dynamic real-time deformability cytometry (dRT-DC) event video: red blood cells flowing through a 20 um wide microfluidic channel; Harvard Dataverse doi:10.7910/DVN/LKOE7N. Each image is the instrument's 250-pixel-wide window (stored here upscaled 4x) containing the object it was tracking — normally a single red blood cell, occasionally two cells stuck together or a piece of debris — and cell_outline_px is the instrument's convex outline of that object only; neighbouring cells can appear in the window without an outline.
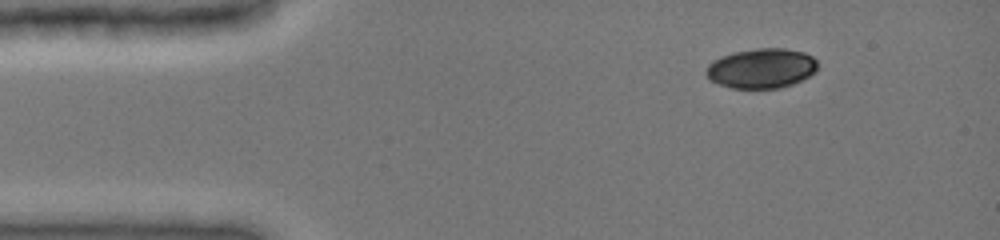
{"species": "common noctule bat (a hibernating species)", "species_latin": "Nyctalus noctula", "temperature_condition": "cold", "stored_images_in_passage": 39, "camera_frame_rate_fps": 3000, "um_per_image_px": 0.085, "animal": {"sex": "female", "body_mass_g": 19.0, "forearm_length_mm": 51.5}, "frame": {"image": 1, "passage_image": 1, "time_ms": 0.0, "image_size_px": [1000, 240], "cell_outline_px": [[816, 72], [792, 84], [780, 88], [732, 88], [708, 80], [704, 72], [708, 64], [712, 60], [720, 56], [732, 52], [756, 48], [784, 48], [804, 52], [812, 56], [816, 60]], "centroid_in_image_um": [64.67, 5.8], "position_along_channel_um": 20.3, "area_um2": 26.07}}
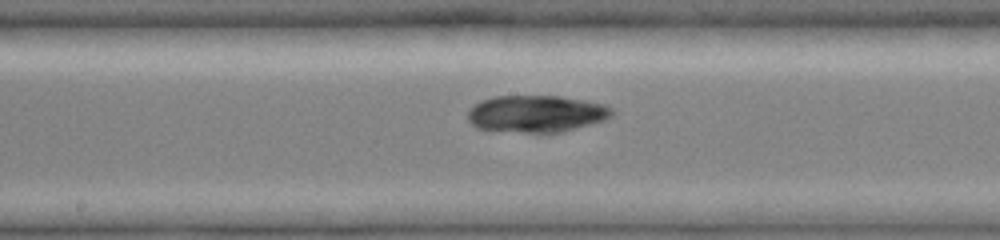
{"frame": {"image": 2, "passage_image": 16, "time_ms": 6.333, "image_size_px": [1000, 240], "cell_outline_px": [[612, 116], [604, 120], [576, 128], [560, 132], [524, 132], [476, 128], [468, 120], [468, 112], [480, 100], [496, 96], [560, 96], [584, 100], [604, 104], [612, 108]], "centroid_in_image_um": [45.59, 9.66], "position_along_channel_um": 202.6, "area_um2": 30.75}}
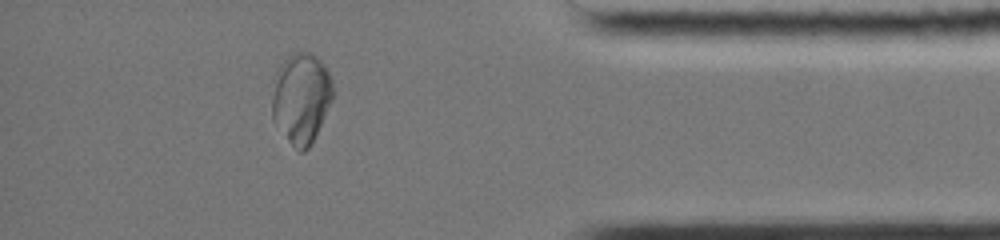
{"frame": {"image": 3, "passage_image": 34, "time_ms": 12.0, "image_size_px": [1000, 240], "cell_outline_px": [[332, 100], [308, 148], [304, 152], [300, 152], [288, 140], [272, 120], [272, 76], [280, 64], [292, 52], [308, 52], [316, 56], [324, 64], [332, 80]], "centroid_in_image_um": [25.55, 8.29], "position_along_channel_um": 409.6, "area_um2": 32.08}}